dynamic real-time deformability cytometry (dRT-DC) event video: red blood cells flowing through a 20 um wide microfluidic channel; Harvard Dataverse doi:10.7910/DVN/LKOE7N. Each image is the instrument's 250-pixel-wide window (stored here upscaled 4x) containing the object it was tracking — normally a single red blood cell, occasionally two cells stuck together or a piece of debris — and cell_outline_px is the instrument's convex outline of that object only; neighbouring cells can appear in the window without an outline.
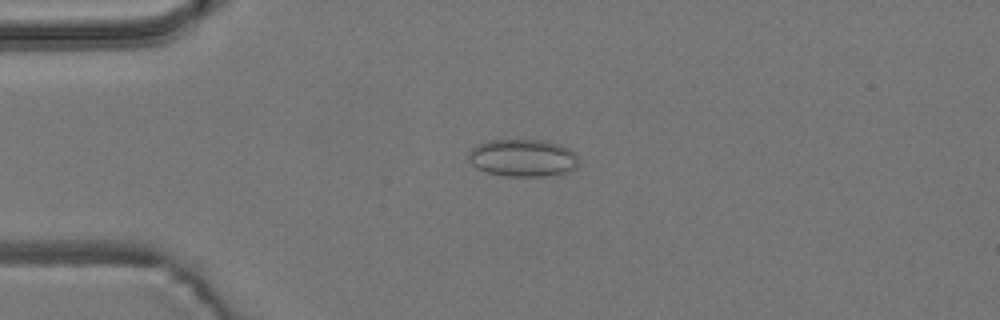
{"species": "common noctule bat (a hibernating species)", "species_latin": "Nyctalus noctula", "temperature_condition": "room temperature", "stored_images_in_passage": 5, "camera_frame_rate_fps": 3000, "um_per_image_px": 0.085, "animal": {"sex": "male", "body_mass_g": 19.2, "forearm_length_mm": 51.8}, "frame": {"image": 1, "passage_image": 4, "time_ms": 1.0, "image_size_px": [1000, 320], "cell_outline_px": [[576, 168], [568, 172], [544, 176], [504, 176], [488, 172], [472, 164], [468, 156], [472, 148], [488, 140], [540, 140], [560, 144], [576, 152]], "centroid_in_image_um": [44.46, 13.42], "position_along_channel_um": 40.5, "area_um2": 23.76}}